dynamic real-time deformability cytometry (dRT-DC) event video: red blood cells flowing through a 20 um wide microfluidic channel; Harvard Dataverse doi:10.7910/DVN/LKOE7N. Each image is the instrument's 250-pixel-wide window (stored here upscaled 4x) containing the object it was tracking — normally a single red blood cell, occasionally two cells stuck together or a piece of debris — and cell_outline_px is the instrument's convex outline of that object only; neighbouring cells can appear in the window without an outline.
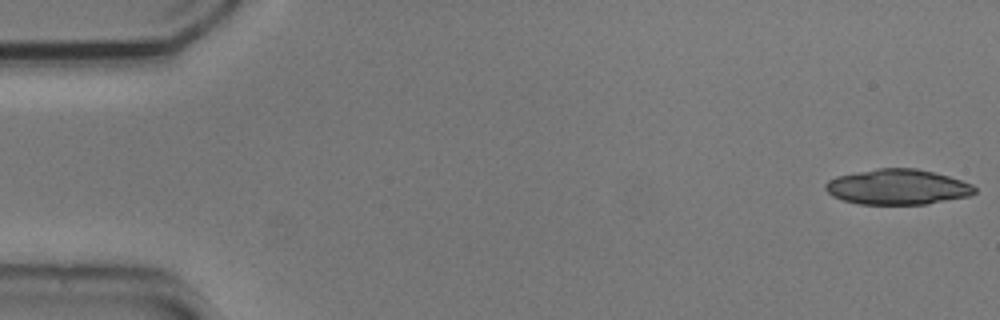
{"species": "common noctule bat (a hibernating species)", "species_latin": "Nyctalus noctula", "temperature_condition": "cold", "stored_images_in_passage": 53, "camera_frame_rate_fps": 3000, "um_per_image_px": 0.085, "animal": {"sex": "male", "body_mass_g": 20.5, "forearm_length_mm": 52.5}, "frame": {"image": 1, "passage_image": 1, "time_ms": 0.0, "image_size_px": [1000, 320], "cell_outline_px": [[976, 192], [968, 196], [928, 204], [856, 204], [832, 196], [824, 188], [824, 184], [828, 180], [836, 176], [876, 168], [916, 168], [948, 176], [972, 184], [976, 188]], "centroid_in_image_um": [76.26, 15.89], "position_along_channel_um": 8.7, "area_um2": 30.75}}